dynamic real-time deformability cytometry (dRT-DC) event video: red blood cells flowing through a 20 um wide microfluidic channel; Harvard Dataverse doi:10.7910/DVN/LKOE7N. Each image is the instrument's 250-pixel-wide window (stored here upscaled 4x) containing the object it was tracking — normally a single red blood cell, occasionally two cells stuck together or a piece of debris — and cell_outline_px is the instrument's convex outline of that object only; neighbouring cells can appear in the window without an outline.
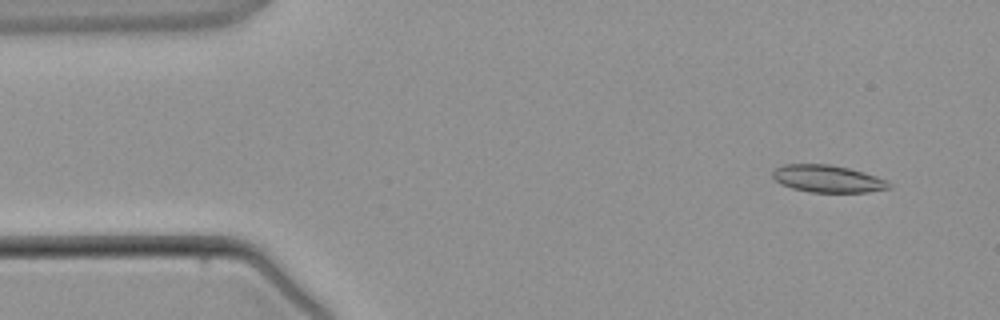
{"species": "common noctule bat (a hibernating species)", "species_latin": "Nyctalus noctula", "temperature_condition": "warm", "stored_images_in_passage": 3, "camera_frame_rate_fps": 3000, "um_per_image_px": 0.085, "animal": {"sex": "male", "body_mass_g": 21.5, "forearm_length_mm": 52.0}, "frame": {"image": 1, "passage_image": 1, "time_ms": 0.0, "image_size_px": [1000, 320], "cell_outline_px": [[892, 188], [868, 192], [808, 192], [792, 188], [780, 184], [772, 176], [772, 172], [776, 168], [784, 164], [828, 164], [848, 168], [864, 172], [888, 180], [892, 184]], "centroid_in_image_um": [70.38, 15.2], "position_along_channel_um": 14.6, "area_um2": 18.61}}